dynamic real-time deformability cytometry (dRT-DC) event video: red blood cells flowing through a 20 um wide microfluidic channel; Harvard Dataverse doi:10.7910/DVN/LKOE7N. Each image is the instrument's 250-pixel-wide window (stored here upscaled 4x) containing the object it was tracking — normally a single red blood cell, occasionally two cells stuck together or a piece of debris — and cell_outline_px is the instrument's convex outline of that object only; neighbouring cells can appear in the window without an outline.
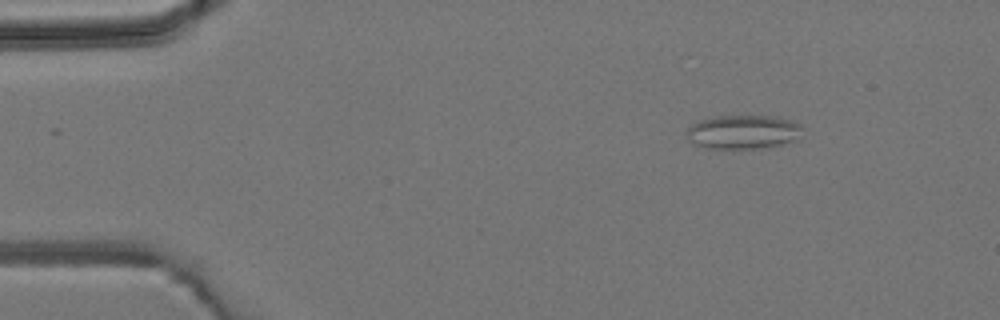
{"species": "common noctule bat (a hibernating species)", "species_latin": "Nyctalus noctula", "temperature_condition": "room temperature", "stored_images_in_passage": 4, "camera_frame_rate_fps": 3000, "um_per_image_px": 0.085, "animal": {"sex": "male", "body_mass_g": 19.2, "forearm_length_mm": 51.8}, "frame": {"image": 1, "passage_image": 2, "time_ms": 1.333, "image_size_px": [1000, 320], "cell_outline_px": [[800, 128], [796, 140], [768, 148], [704, 148], [692, 144], [684, 136], [684, 132], [692, 124], [700, 120], [716, 116], [776, 116], [792, 120], [800, 124]], "centroid_in_image_um": [63.1, 11.22], "position_along_channel_um": 21.9, "area_um2": 23.12}}